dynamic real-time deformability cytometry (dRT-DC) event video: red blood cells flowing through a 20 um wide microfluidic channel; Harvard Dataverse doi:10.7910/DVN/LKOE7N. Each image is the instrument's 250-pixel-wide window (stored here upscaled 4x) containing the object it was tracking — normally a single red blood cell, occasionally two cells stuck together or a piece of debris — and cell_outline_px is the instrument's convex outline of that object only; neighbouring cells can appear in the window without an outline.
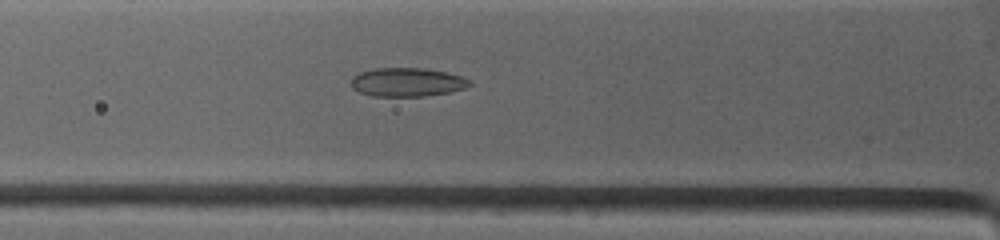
{"species": "common noctule bat (a hibernating species)", "species_latin": "Nyctalus noctula", "temperature_condition": "warm", "stored_images_in_passage": 4, "camera_frame_rate_fps": 4500, "um_per_image_px": 0.085, "animal": {"sex": "female", "body_mass_g": 19.0, "forearm_length_mm": 53.3}, "frame": {"image": 1, "passage_image": 4, "time_ms": 2.444, "image_size_px": [1000, 240], "cell_outline_px": [[472, 84], [464, 88], [448, 92], [424, 96], [372, 96], [360, 92], [352, 88], [352, 80], [360, 72], [376, 68], [424, 68], [444, 72], [460, 76], [468, 80]], "centroid_in_image_um": [34.59, 6.99], "position_along_channel_um": 91.2, "area_um2": 19.48}}